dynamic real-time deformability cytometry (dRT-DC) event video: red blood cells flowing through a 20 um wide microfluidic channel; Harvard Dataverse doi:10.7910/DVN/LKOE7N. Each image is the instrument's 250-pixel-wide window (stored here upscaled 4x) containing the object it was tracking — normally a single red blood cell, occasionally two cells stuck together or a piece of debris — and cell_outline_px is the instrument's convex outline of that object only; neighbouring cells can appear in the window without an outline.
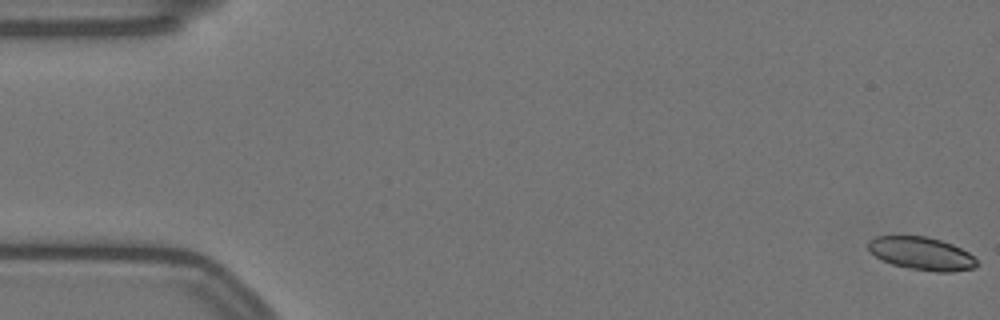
{"species": "Egyptian fruit bat (a non-hibernating species)", "species_latin": "Rousettus aegyptiacus", "temperature_condition": "warm", "stored_images_in_passage": 59, "camera_frame_rate_fps": 3000, "um_per_image_px": 0.085, "animal": {"sex": "female"}, "frame": {"image": 1, "passage_image": 1, "time_ms": 0.0, "image_size_px": [1000, 320], "cell_outline_px": [[980, 264], [972, 268], [952, 272], [936, 272], [912, 268], [892, 264], [876, 256], [868, 248], [868, 240], [876, 236], [928, 236], [952, 244], [968, 252]], "centroid_in_image_um": [78.35, 21.54], "position_along_channel_um": 6.7, "area_um2": 20.63}}
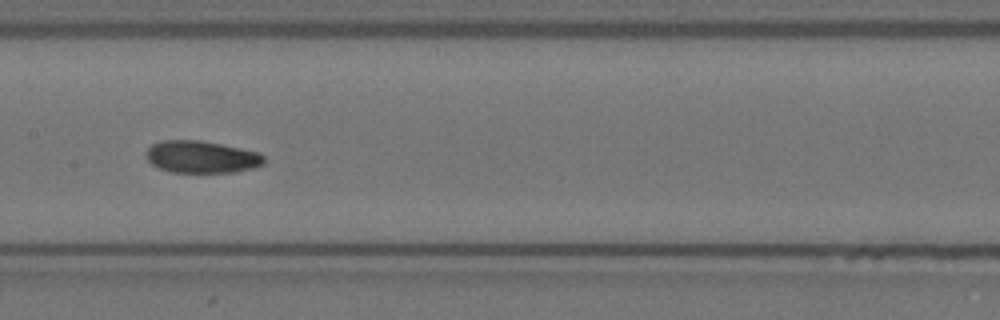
{"frame": {"image": 2, "passage_image": 29, "time_ms": 9.333, "image_size_px": [1000, 320], "cell_outline_px": [[264, 164], [252, 168], [236, 172], [168, 172], [152, 164], [144, 156], [144, 152], [152, 144], [160, 140], [200, 140], [260, 152], [264, 156]], "centroid_in_image_um": [17.1, 13.33], "position_along_channel_um": 190.3, "area_um2": 22.25}}
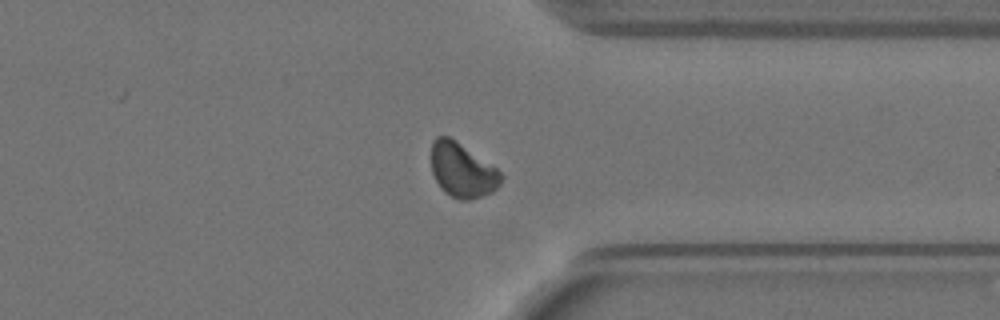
{"frame": {"image": 3, "passage_image": 45, "time_ms": 14.667, "image_size_px": [1000, 320], "cell_outline_px": [[504, 176], [500, 184], [492, 192], [472, 200], [460, 200], [444, 192], [440, 188], [432, 172], [432, 140], [436, 136], [448, 136], [456, 140], [496, 168]], "centroid_in_image_um": [39.29, 14.48], "position_along_channel_um": 372.1, "area_um2": 22.08}, "authors_computed_cell_mechanics": {"area_um2": 22.1374, "velocity_mm_per_s": 3.4838, "shape_relaxation_time_tau1_ms": 8.5132, "shape_relaxation_time_tau2_ms": 1.5918, "deformation_change_tau1": 0.2207, "deformation_change_tau2": 0.0498}}